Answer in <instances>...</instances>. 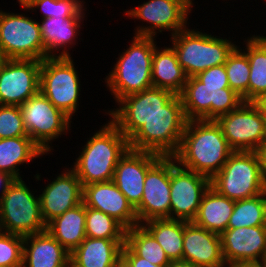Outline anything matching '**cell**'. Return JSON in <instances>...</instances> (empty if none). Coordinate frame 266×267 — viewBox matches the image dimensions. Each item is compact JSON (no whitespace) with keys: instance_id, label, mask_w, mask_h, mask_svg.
Segmentation results:
<instances>
[{"instance_id":"1","label":"cell","mask_w":266,"mask_h":267,"mask_svg":"<svg viewBox=\"0 0 266 267\" xmlns=\"http://www.w3.org/2000/svg\"><path fill=\"white\" fill-rule=\"evenodd\" d=\"M233 152L215 120H189L173 157L182 168L211 179Z\"/></svg>"},{"instance_id":"2","label":"cell","mask_w":266,"mask_h":267,"mask_svg":"<svg viewBox=\"0 0 266 267\" xmlns=\"http://www.w3.org/2000/svg\"><path fill=\"white\" fill-rule=\"evenodd\" d=\"M93 134L71 168L82 186L113 180L119 159L129 149L128 139L110 120Z\"/></svg>"},{"instance_id":"3","label":"cell","mask_w":266,"mask_h":267,"mask_svg":"<svg viewBox=\"0 0 266 267\" xmlns=\"http://www.w3.org/2000/svg\"><path fill=\"white\" fill-rule=\"evenodd\" d=\"M129 47L118 54L104 81L117 103L121 98L153 87L151 79L155 37L133 36Z\"/></svg>"},{"instance_id":"4","label":"cell","mask_w":266,"mask_h":267,"mask_svg":"<svg viewBox=\"0 0 266 267\" xmlns=\"http://www.w3.org/2000/svg\"><path fill=\"white\" fill-rule=\"evenodd\" d=\"M180 95L175 94L128 140L129 149L173 156L187 124Z\"/></svg>"},{"instance_id":"5","label":"cell","mask_w":266,"mask_h":267,"mask_svg":"<svg viewBox=\"0 0 266 267\" xmlns=\"http://www.w3.org/2000/svg\"><path fill=\"white\" fill-rule=\"evenodd\" d=\"M198 30L190 29L188 25L169 38L187 77L196 76L213 66L224 65L237 47L230 37L222 38Z\"/></svg>"},{"instance_id":"6","label":"cell","mask_w":266,"mask_h":267,"mask_svg":"<svg viewBox=\"0 0 266 267\" xmlns=\"http://www.w3.org/2000/svg\"><path fill=\"white\" fill-rule=\"evenodd\" d=\"M210 186L233 201L266 192L258 151H234L222 169L210 179Z\"/></svg>"},{"instance_id":"7","label":"cell","mask_w":266,"mask_h":267,"mask_svg":"<svg viewBox=\"0 0 266 267\" xmlns=\"http://www.w3.org/2000/svg\"><path fill=\"white\" fill-rule=\"evenodd\" d=\"M21 179H15L0 198V231L20 236L46 230L39 196Z\"/></svg>"},{"instance_id":"8","label":"cell","mask_w":266,"mask_h":267,"mask_svg":"<svg viewBox=\"0 0 266 267\" xmlns=\"http://www.w3.org/2000/svg\"><path fill=\"white\" fill-rule=\"evenodd\" d=\"M71 57H46L41 61L39 91L71 120L79 109L80 78Z\"/></svg>"},{"instance_id":"9","label":"cell","mask_w":266,"mask_h":267,"mask_svg":"<svg viewBox=\"0 0 266 267\" xmlns=\"http://www.w3.org/2000/svg\"><path fill=\"white\" fill-rule=\"evenodd\" d=\"M20 110L28 136L46 155L53 152L54 139L71 130V119L40 91L21 104Z\"/></svg>"},{"instance_id":"10","label":"cell","mask_w":266,"mask_h":267,"mask_svg":"<svg viewBox=\"0 0 266 267\" xmlns=\"http://www.w3.org/2000/svg\"><path fill=\"white\" fill-rule=\"evenodd\" d=\"M0 52L6 59H45L39 21L0 8Z\"/></svg>"},{"instance_id":"11","label":"cell","mask_w":266,"mask_h":267,"mask_svg":"<svg viewBox=\"0 0 266 267\" xmlns=\"http://www.w3.org/2000/svg\"><path fill=\"white\" fill-rule=\"evenodd\" d=\"M192 8L191 0H148L128 11L125 9L124 14L133 20L146 22L135 27L134 36L156 38L157 33L168 31L171 37L190 24L188 19Z\"/></svg>"},{"instance_id":"12","label":"cell","mask_w":266,"mask_h":267,"mask_svg":"<svg viewBox=\"0 0 266 267\" xmlns=\"http://www.w3.org/2000/svg\"><path fill=\"white\" fill-rule=\"evenodd\" d=\"M179 95L188 121H216L243 102L242 97L230 87H205L195 76L187 78Z\"/></svg>"},{"instance_id":"13","label":"cell","mask_w":266,"mask_h":267,"mask_svg":"<svg viewBox=\"0 0 266 267\" xmlns=\"http://www.w3.org/2000/svg\"><path fill=\"white\" fill-rule=\"evenodd\" d=\"M216 122L233 151H258L266 141V116L254 102L243 101Z\"/></svg>"},{"instance_id":"14","label":"cell","mask_w":266,"mask_h":267,"mask_svg":"<svg viewBox=\"0 0 266 267\" xmlns=\"http://www.w3.org/2000/svg\"><path fill=\"white\" fill-rule=\"evenodd\" d=\"M175 94L172 91L151 87L121 98L119 106L105 112L110 121L129 140L145 122L161 110Z\"/></svg>"},{"instance_id":"15","label":"cell","mask_w":266,"mask_h":267,"mask_svg":"<svg viewBox=\"0 0 266 267\" xmlns=\"http://www.w3.org/2000/svg\"><path fill=\"white\" fill-rule=\"evenodd\" d=\"M176 165L173 156H162L147 171L141 202L135 208L138 225L152 219L170 218V171Z\"/></svg>"},{"instance_id":"16","label":"cell","mask_w":266,"mask_h":267,"mask_svg":"<svg viewBox=\"0 0 266 267\" xmlns=\"http://www.w3.org/2000/svg\"><path fill=\"white\" fill-rule=\"evenodd\" d=\"M41 61L6 59L0 69V105L20 106L39 92Z\"/></svg>"},{"instance_id":"17","label":"cell","mask_w":266,"mask_h":267,"mask_svg":"<svg viewBox=\"0 0 266 267\" xmlns=\"http://www.w3.org/2000/svg\"><path fill=\"white\" fill-rule=\"evenodd\" d=\"M209 187V177L177 164L170 171V219L193 221Z\"/></svg>"},{"instance_id":"18","label":"cell","mask_w":266,"mask_h":267,"mask_svg":"<svg viewBox=\"0 0 266 267\" xmlns=\"http://www.w3.org/2000/svg\"><path fill=\"white\" fill-rule=\"evenodd\" d=\"M42 217L47 225L69 209L82 203L83 186L74 171L66 166L61 174L50 180L40 192Z\"/></svg>"},{"instance_id":"19","label":"cell","mask_w":266,"mask_h":267,"mask_svg":"<svg viewBox=\"0 0 266 267\" xmlns=\"http://www.w3.org/2000/svg\"><path fill=\"white\" fill-rule=\"evenodd\" d=\"M162 156L149 151L128 149L119 159L113 182L135 209L141 202L147 171Z\"/></svg>"},{"instance_id":"20","label":"cell","mask_w":266,"mask_h":267,"mask_svg":"<svg viewBox=\"0 0 266 267\" xmlns=\"http://www.w3.org/2000/svg\"><path fill=\"white\" fill-rule=\"evenodd\" d=\"M220 237L227 267L241 262H259L266 256V225L228 228Z\"/></svg>"},{"instance_id":"21","label":"cell","mask_w":266,"mask_h":267,"mask_svg":"<svg viewBox=\"0 0 266 267\" xmlns=\"http://www.w3.org/2000/svg\"><path fill=\"white\" fill-rule=\"evenodd\" d=\"M82 202L115 218L126 229L138 225L135 209L113 180L83 186Z\"/></svg>"},{"instance_id":"22","label":"cell","mask_w":266,"mask_h":267,"mask_svg":"<svg viewBox=\"0 0 266 267\" xmlns=\"http://www.w3.org/2000/svg\"><path fill=\"white\" fill-rule=\"evenodd\" d=\"M199 267H227L222 254L219 234L192 221L184 226L183 258Z\"/></svg>"},{"instance_id":"23","label":"cell","mask_w":266,"mask_h":267,"mask_svg":"<svg viewBox=\"0 0 266 267\" xmlns=\"http://www.w3.org/2000/svg\"><path fill=\"white\" fill-rule=\"evenodd\" d=\"M84 18L52 17L40 20L39 27L45 48V58L71 57L72 54L69 50L71 51V48L78 44L76 39H78V35L80 36L79 32L82 29L81 25H84Z\"/></svg>"},{"instance_id":"24","label":"cell","mask_w":266,"mask_h":267,"mask_svg":"<svg viewBox=\"0 0 266 267\" xmlns=\"http://www.w3.org/2000/svg\"><path fill=\"white\" fill-rule=\"evenodd\" d=\"M70 253L47 231L24 236L22 267H67Z\"/></svg>"},{"instance_id":"25","label":"cell","mask_w":266,"mask_h":267,"mask_svg":"<svg viewBox=\"0 0 266 267\" xmlns=\"http://www.w3.org/2000/svg\"><path fill=\"white\" fill-rule=\"evenodd\" d=\"M124 244L125 239L86 237L70 253V262L77 267H115Z\"/></svg>"},{"instance_id":"26","label":"cell","mask_w":266,"mask_h":267,"mask_svg":"<svg viewBox=\"0 0 266 267\" xmlns=\"http://www.w3.org/2000/svg\"><path fill=\"white\" fill-rule=\"evenodd\" d=\"M187 78L173 47L167 45L160 48L157 45L152 57L151 79L153 87L166 89L179 95Z\"/></svg>"},{"instance_id":"27","label":"cell","mask_w":266,"mask_h":267,"mask_svg":"<svg viewBox=\"0 0 266 267\" xmlns=\"http://www.w3.org/2000/svg\"><path fill=\"white\" fill-rule=\"evenodd\" d=\"M234 205L235 201L219 194L210 186L203 194L198 212L192 222L221 235L228 229Z\"/></svg>"},{"instance_id":"28","label":"cell","mask_w":266,"mask_h":267,"mask_svg":"<svg viewBox=\"0 0 266 267\" xmlns=\"http://www.w3.org/2000/svg\"><path fill=\"white\" fill-rule=\"evenodd\" d=\"M86 206L82 202L46 225V230L69 252L86 238Z\"/></svg>"},{"instance_id":"29","label":"cell","mask_w":266,"mask_h":267,"mask_svg":"<svg viewBox=\"0 0 266 267\" xmlns=\"http://www.w3.org/2000/svg\"><path fill=\"white\" fill-rule=\"evenodd\" d=\"M44 155L29 136L0 139V172H7L16 179H21L19 167Z\"/></svg>"},{"instance_id":"30","label":"cell","mask_w":266,"mask_h":267,"mask_svg":"<svg viewBox=\"0 0 266 267\" xmlns=\"http://www.w3.org/2000/svg\"><path fill=\"white\" fill-rule=\"evenodd\" d=\"M244 42L246 47H238L249 60L248 102H254L266 92V36L256 33L245 38Z\"/></svg>"},{"instance_id":"31","label":"cell","mask_w":266,"mask_h":267,"mask_svg":"<svg viewBox=\"0 0 266 267\" xmlns=\"http://www.w3.org/2000/svg\"><path fill=\"white\" fill-rule=\"evenodd\" d=\"M188 221L178 219H152L141 225L155 238L170 261L183 258L184 226Z\"/></svg>"},{"instance_id":"32","label":"cell","mask_w":266,"mask_h":267,"mask_svg":"<svg viewBox=\"0 0 266 267\" xmlns=\"http://www.w3.org/2000/svg\"><path fill=\"white\" fill-rule=\"evenodd\" d=\"M125 243L152 264L167 266L170 263L163 248L141 224L126 230Z\"/></svg>"},{"instance_id":"33","label":"cell","mask_w":266,"mask_h":267,"mask_svg":"<svg viewBox=\"0 0 266 267\" xmlns=\"http://www.w3.org/2000/svg\"><path fill=\"white\" fill-rule=\"evenodd\" d=\"M266 225V192L235 201L228 228Z\"/></svg>"},{"instance_id":"34","label":"cell","mask_w":266,"mask_h":267,"mask_svg":"<svg viewBox=\"0 0 266 267\" xmlns=\"http://www.w3.org/2000/svg\"><path fill=\"white\" fill-rule=\"evenodd\" d=\"M86 237L125 239L126 228L115 218L102 211L86 207Z\"/></svg>"},{"instance_id":"35","label":"cell","mask_w":266,"mask_h":267,"mask_svg":"<svg viewBox=\"0 0 266 267\" xmlns=\"http://www.w3.org/2000/svg\"><path fill=\"white\" fill-rule=\"evenodd\" d=\"M229 87L248 102L250 65L247 55L237 46L224 64Z\"/></svg>"},{"instance_id":"36","label":"cell","mask_w":266,"mask_h":267,"mask_svg":"<svg viewBox=\"0 0 266 267\" xmlns=\"http://www.w3.org/2000/svg\"><path fill=\"white\" fill-rule=\"evenodd\" d=\"M84 0H32L24 11H41L42 19L61 17H85L86 6ZM85 6V7H84Z\"/></svg>"},{"instance_id":"37","label":"cell","mask_w":266,"mask_h":267,"mask_svg":"<svg viewBox=\"0 0 266 267\" xmlns=\"http://www.w3.org/2000/svg\"><path fill=\"white\" fill-rule=\"evenodd\" d=\"M24 237L0 231V266L22 267Z\"/></svg>"},{"instance_id":"38","label":"cell","mask_w":266,"mask_h":267,"mask_svg":"<svg viewBox=\"0 0 266 267\" xmlns=\"http://www.w3.org/2000/svg\"><path fill=\"white\" fill-rule=\"evenodd\" d=\"M28 136L20 106L0 105V139Z\"/></svg>"},{"instance_id":"39","label":"cell","mask_w":266,"mask_h":267,"mask_svg":"<svg viewBox=\"0 0 266 267\" xmlns=\"http://www.w3.org/2000/svg\"><path fill=\"white\" fill-rule=\"evenodd\" d=\"M205 87H229L224 65L213 66L195 76Z\"/></svg>"},{"instance_id":"40","label":"cell","mask_w":266,"mask_h":267,"mask_svg":"<svg viewBox=\"0 0 266 267\" xmlns=\"http://www.w3.org/2000/svg\"><path fill=\"white\" fill-rule=\"evenodd\" d=\"M122 256L133 267H167V266H158V265L152 264L145 258L138 256L126 243L122 247Z\"/></svg>"},{"instance_id":"41","label":"cell","mask_w":266,"mask_h":267,"mask_svg":"<svg viewBox=\"0 0 266 267\" xmlns=\"http://www.w3.org/2000/svg\"><path fill=\"white\" fill-rule=\"evenodd\" d=\"M15 177L7 172H0V198L15 181Z\"/></svg>"},{"instance_id":"42","label":"cell","mask_w":266,"mask_h":267,"mask_svg":"<svg viewBox=\"0 0 266 267\" xmlns=\"http://www.w3.org/2000/svg\"><path fill=\"white\" fill-rule=\"evenodd\" d=\"M258 153L261 160L262 171L266 179V141L261 145L260 149L258 150Z\"/></svg>"},{"instance_id":"43","label":"cell","mask_w":266,"mask_h":267,"mask_svg":"<svg viewBox=\"0 0 266 267\" xmlns=\"http://www.w3.org/2000/svg\"><path fill=\"white\" fill-rule=\"evenodd\" d=\"M167 267H199L190 261H185V260H172L170 263L167 265Z\"/></svg>"},{"instance_id":"44","label":"cell","mask_w":266,"mask_h":267,"mask_svg":"<svg viewBox=\"0 0 266 267\" xmlns=\"http://www.w3.org/2000/svg\"><path fill=\"white\" fill-rule=\"evenodd\" d=\"M254 103L260 109V111L266 116V92L257 98Z\"/></svg>"},{"instance_id":"45","label":"cell","mask_w":266,"mask_h":267,"mask_svg":"<svg viewBox=\"0 0 266 267\" xmlns=\"http://www.w3.org/2000/svg\"><path fill=\"white\" fill-rule=\"evenodd\" d=\"M230 267H263L259 262H241Z\"/></svg>"},{"instance_id":"46","label":"cell","mask_w":266,"mask_h":267,"mask_svg":"<svg viewBox=\"0 0 266 267\" xmlns=\"http://www.w3.org/2000/svg\"><path fill=\"white\" fill-rule=\"evenodd\" d=\"M115 267H133L123 256H121L117 262Z\"/></svg>"},{"instance_id":"47","label":"cell","mask_w":266,"mask_h":267,"mask_svg":"<svg viewBox=\"0 0 266 267\" xmlns=\"http://www.w3.org/2000/svg\"><path fill=\"white\" fill-rule=\"evenodd\" d=\"M17 1L20 7L26 8L31 3L32 0H17Z\"/></svg>"},{"instance_id":"48","label":"cell","mask_w":266,"mask_h":267,"mask_svg":"<svg viewBox=\"0 0 266 267\" xmlns=\"http://www.w3.org/2000/svg\"><path fill=\"white\" fill-rule=\"evenodd\" d=\"M5 61H6V57L0 52V69Z\"/></svg>"},{"instance_id":"49","label":"cell","mask_w":266,"mask_h":267,"mask_svg":"<svg viewBox=\"0 0 266 267\" xmlns=\"http://www.w3.org/2000/svg\"><path fill=\"white\" fill-rule=\"evenodd\" d=\"M259 263L263 266V267H266V256L259 261Z\"/></svg>"},{"instance_id":"50","label":"cell","mask_w":266,"mask_h":267,"mask_svg":"<svg viewBox=\"0 0 266 267\" xmlns=\"http://www.w3.org/2000/svg\"><path fill=\"white\" fill-rule=\"evenodd\" d=\"M67 267H77L75 265H73L71 262L68 263Z\"/></svg>"}]
</instances>
